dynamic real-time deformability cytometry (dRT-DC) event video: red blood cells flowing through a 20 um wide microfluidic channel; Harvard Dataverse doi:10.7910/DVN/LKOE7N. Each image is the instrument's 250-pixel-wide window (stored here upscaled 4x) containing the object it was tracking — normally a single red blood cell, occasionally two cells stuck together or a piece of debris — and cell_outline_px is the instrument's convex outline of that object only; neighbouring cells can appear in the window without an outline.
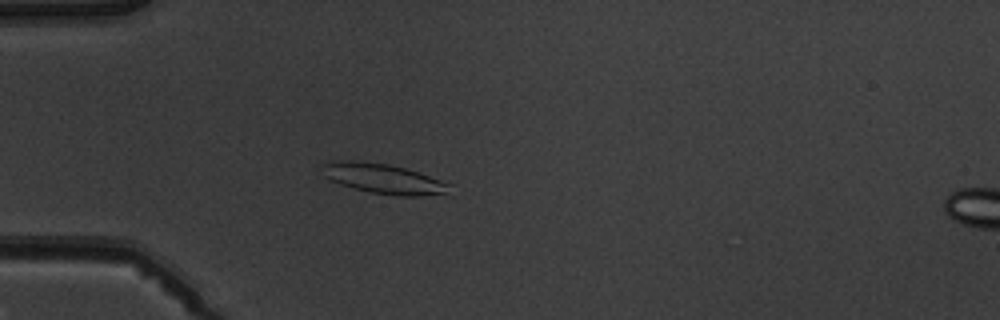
{"species": "common noctule bat (a hibernating species)", "species_latin": "Nyctalus noctula", "temperature_condition": "warm", "stored_images_in_passage": 5, "camera_frame_rate_fps": 3000, "um_per_image_px": 0.085, "animal": {"sex": "male", "body_mass_g": 19.5, "forearm_length_mm": 54.6}, "frame": {"image": 1, "passage_image": 4, "time_ms": 4.333, "image_size_px": [1000, 320], "cell_outline_px": [[452, 196], [396, 196], [372, 192], [340, 184], [324, 176], [320, 164], [332, 160], [352, 160], [388, 164], [404, 168], [452, 184]], "centroid_in_image_um": [32.68, 15.21], "position_along_channel_um": 52.3, "area_um2": 22.6}}